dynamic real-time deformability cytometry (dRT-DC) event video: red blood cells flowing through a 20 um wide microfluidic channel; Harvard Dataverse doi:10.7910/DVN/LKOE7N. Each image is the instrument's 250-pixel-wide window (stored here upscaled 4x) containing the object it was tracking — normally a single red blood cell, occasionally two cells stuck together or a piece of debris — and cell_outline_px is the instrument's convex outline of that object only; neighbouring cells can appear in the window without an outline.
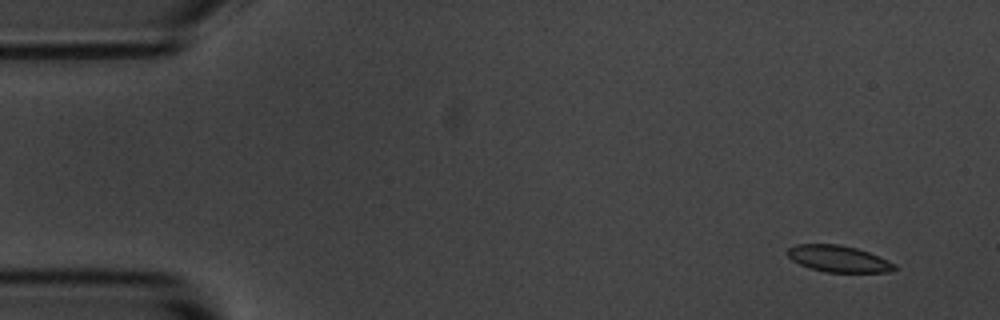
{"species": "common noctule bat (a hibernating species)", "species_latin": "Nyctalus noctula", "temperature_condition": "room temperature", "stored_images_in_passage": 5, "segment_of_instrument_passage": [1, 2], "camera_frame_rate_fps": 3000, "um_per_image_px": 0.085, "animal": {"sex": "male", "body_mass_g": 20.1, "forearm_length_mm": 53.5}, "frame": {"image": 1, "passage_image": 1, "time_ms": 0.0, "image_size_px": [1000, 320], "cell_outline_px": [[896, 268], [888, 272], [828, 272], [812, 268], [800, 264], [792, 260], [784, 252], [788, 248], [796, 244], [836, 244], [856, 248], [868, 252], [896, 264]], "centroid_in_image_um": [71.23, 21.99], "position_along_channel_um": 13.8, "area_um2": 16.36}}
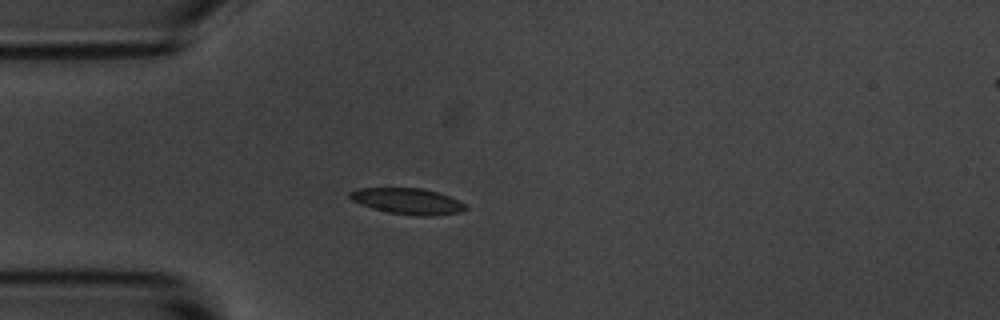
{"frame": {"image": 2, "passage_image": 4, "time_ms": 3.667, "image_size_px": [1000, 320], "cell_outline_px": [[468, 208], [460, 212], [432, 216], [420, 216], [388, 212], [372, 208], [360, 204], [352, 200], [348, 196], [348, 192], [360, 188], [420, 188], [436, 192], [448, 196], [464, 204]], "centroid_in_image_um": [34.61, 17.1], "position_along_channel_um": 50.4, "area_um2": 17.34}}